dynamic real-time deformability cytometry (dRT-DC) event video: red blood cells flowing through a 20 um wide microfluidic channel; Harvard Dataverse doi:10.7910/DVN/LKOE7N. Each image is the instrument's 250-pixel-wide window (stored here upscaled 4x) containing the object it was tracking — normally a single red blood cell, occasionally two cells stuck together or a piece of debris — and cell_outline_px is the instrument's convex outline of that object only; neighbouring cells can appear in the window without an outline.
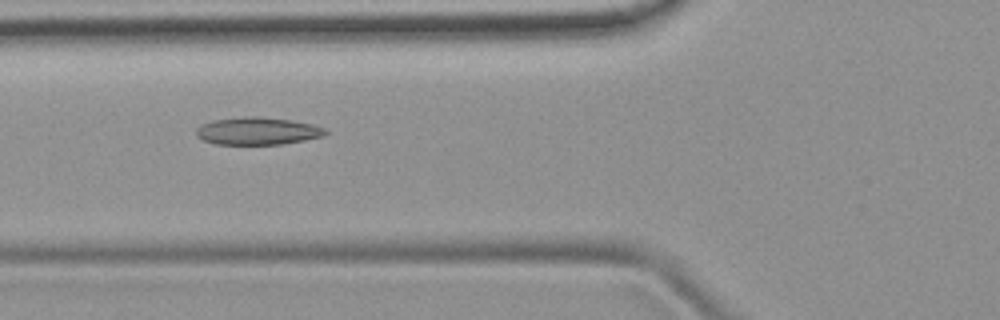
{"species": "common noctule bat (a hibernating species)", "species_latin": "Nyctalus noctula", "temperature_condition": "room temperature", "stored_images_in_passage": 38, "camera_frame_rate_fps": 3000, "um_per_image_px": 0.085, "animal": {"sex": "female", "body_mass_g": 19.9}, "frame": {"image": 1, "passage_image": 7, "time_ms": 2.0, "image_size_px": [1000, 320], "cell_outline_px": [[328, 132], [324, 136], [284, 144], [216, 144], [204, 140], [196, 136], [196, 128], [200, 124], [212, 120], [244, 116], [260, 116], [292, 120], [312, 124], [324, 128]], "centroid_in_image_um": [21.87, 11.12], "position_along_channel_um": 103.9, "area_um2": 20.87}}
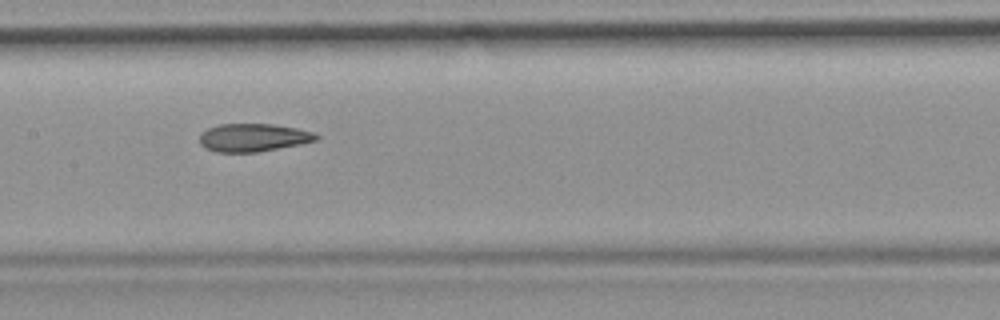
{"frame": {"image": 2, "passage_image": 13, "time_ms": 4.0, "image_size_px": [1000, 320], "cell_outline_px": [[320, 136], [316, 140], [300, 144], [256, 152], [216, 152], [204, 148], [200, 144], [200, 132], [208, 128], [220, 124], [272, 124], [296, 128], [312, 132]], "centroid_in_image_um": [21.48, 11.69], "position_along_channel_um": 185.9, "area_um2": 18.96}}
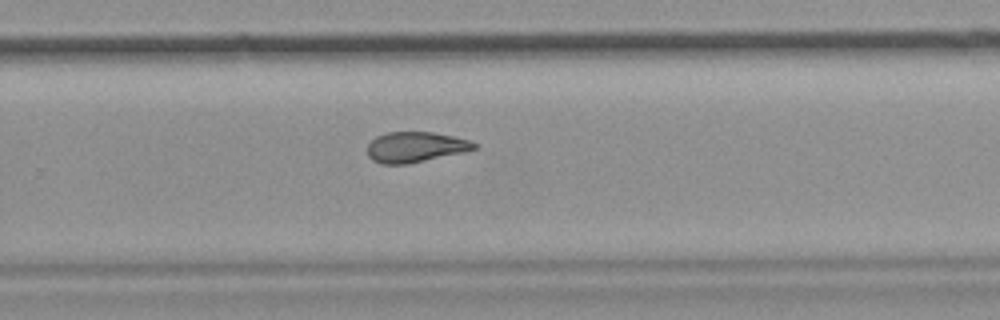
{"frame": {"image": 3, "passage_image": 21, "time_ms": 6.667, "image_size_px": [1000, 320], "cell_outline_px": [[480, 148], [464, 152], [408, 164], [380, 164], [372, 160], [368, 156], [368, 144], [376, 136], [388, 132], [432, 132], [452, 136], [468, 140], [476, 144]], "centroid_in_image_um": [35.3, 12.51], "position_along_channel_um": 294.5, "area_um2": 18.96}}